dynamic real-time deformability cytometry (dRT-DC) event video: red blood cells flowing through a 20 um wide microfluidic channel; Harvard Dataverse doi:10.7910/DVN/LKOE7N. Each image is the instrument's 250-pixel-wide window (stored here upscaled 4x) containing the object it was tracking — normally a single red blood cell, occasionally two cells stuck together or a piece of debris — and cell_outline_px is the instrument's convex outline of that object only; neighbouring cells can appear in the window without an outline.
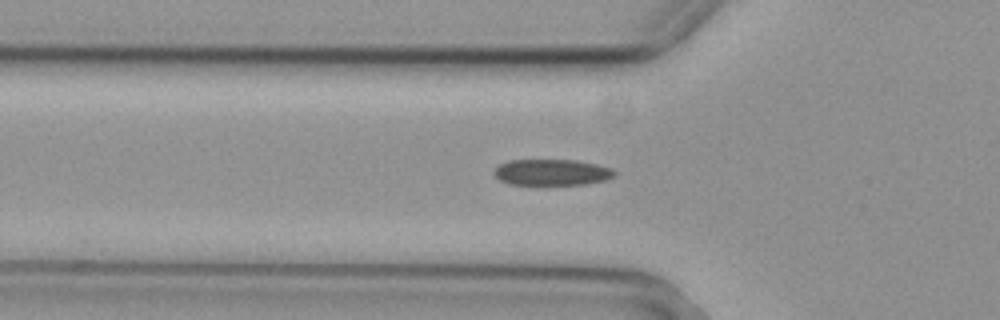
{"species": "common noctule bat (a hibernating species)", "species_latin": "Nyctalus noctula", "temperature_condition": "cold", "stored_images_in_passage": 3, "camera_frame_rate_fps": 3000, "um_per_image_px": 0.085, "animal": {"sex": "female", "body_mass_g": 29.2, "forearm_length_mm": 56.3}, "frame": {"image": 1, "passage_image": 3, "time_ms": 0.667, "image_size_px": [1000, 320], "cell_outline_px": [[616, 172], [612, 176], [604, 180], [584, 184], [536, 188], [508, 184], [500, 180], [492, 172], [500, 164], [508, 160], [576, 160], [596, 164], [612, 168]], "centroid_in_image_um": [46.83, 14.7], "position_along_channel_um": 79.0, "area_um2": 19.25}}